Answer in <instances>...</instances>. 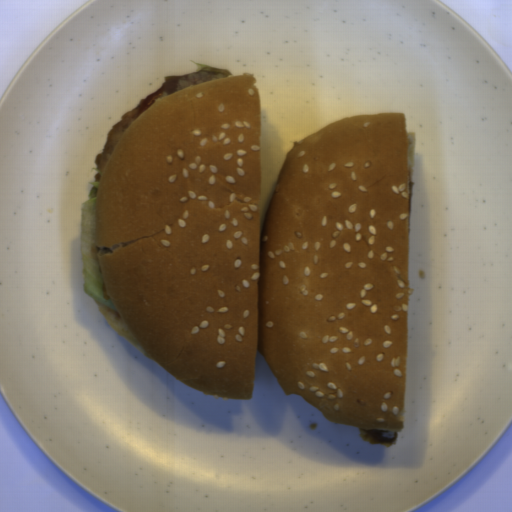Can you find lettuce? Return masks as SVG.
Masks as SVG:
<instances>
[{"instance_id": "9fb2a089", "label": "lettuce", "mask_w": 512, "mask_h": 512, "mask_svg": "<svg viewBox=\"0 0 512 512\" xmlns=\"http://www.w3.org/2000/svg\"><path fill=\"white\" fill-rule=\"evenodd\" d=\"M91 183L88 201L81 204L80 252L84 292L98 305L119 315L108 298L104 274L97 256V203L100 180ZM120 316V315H119Z\"/></svg>"}]
</instances>
